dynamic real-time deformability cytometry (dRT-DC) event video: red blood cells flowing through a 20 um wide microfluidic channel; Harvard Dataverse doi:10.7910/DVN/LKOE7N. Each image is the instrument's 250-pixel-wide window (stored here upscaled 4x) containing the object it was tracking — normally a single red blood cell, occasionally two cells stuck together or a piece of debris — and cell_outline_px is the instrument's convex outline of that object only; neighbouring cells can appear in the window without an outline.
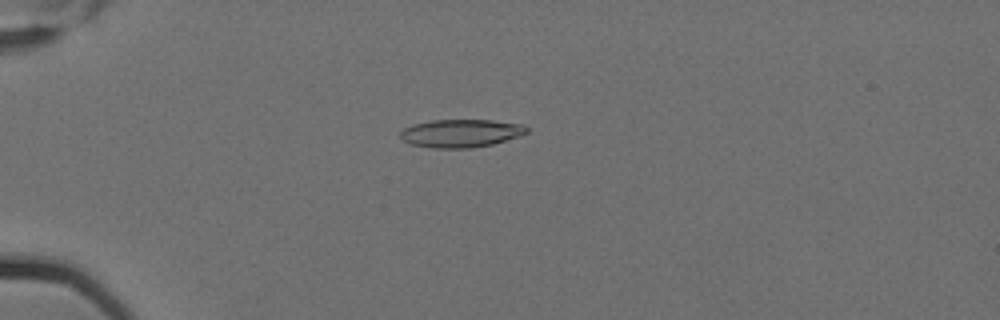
{"species": "Egyptian fruit bat (a non-hibernating species)", "species_latin": "Rousettus aegyptiacus", "temperature_condition": "cold", "stored_images_in_passage": 7, "camera_frame_rate_fps": 3000, "um_per_image_px": 0.085, "animal": {"sex": "female"}, "frame": {"image": 1, "passage_image": 4, "time_ms": 1.0, "image_size_px": [1000, 320], "cell_outline_px": [[528, 132], [520, 136], [492, 144], [472, 148], [432, 148], [412, 144], [404, 140], [400, 136], [400, 132], [404, 128], [412, 124], [432, 120], [492, 120], [524, 124], [528, 128]], "centroid_in_image_um": [39.2, 11.32], "position_along_channel_um": 45.8, "area_um2": 20.69}}
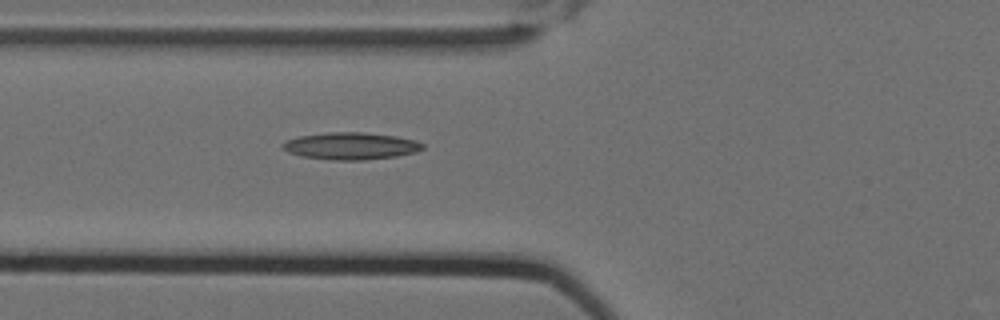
{"frame": {"image": 2, "passage_image": 6, "time_ms": 1.667, "image_size_px": [1000, 320], "cell_outline_px": [[424, 148], [416, 152], [396, 156], [364, 160], [328, 160], [300, 156], [288, 152], [280, 144], [284, 140], [300, 136], [328, 132], [360, 132], [396, 136], [416, 140], [424, 144]], "centroid_in_image_um": [29.8, 12.41], "position_along_channel_um": 96.0, "area_um2": 22.25}}